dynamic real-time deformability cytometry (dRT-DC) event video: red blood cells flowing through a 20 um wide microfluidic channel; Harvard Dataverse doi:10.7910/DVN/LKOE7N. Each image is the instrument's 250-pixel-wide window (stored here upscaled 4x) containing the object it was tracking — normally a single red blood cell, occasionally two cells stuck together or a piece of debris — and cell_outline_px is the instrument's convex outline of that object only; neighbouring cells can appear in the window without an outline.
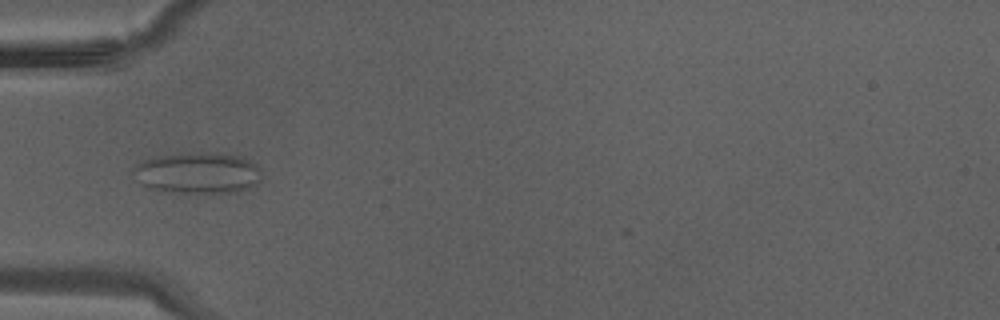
{"species": "Egyptian fruit bat (a non-hibernating species)", "species_latin": "Rousettus aegyptiacus", "temperature_condition": "warm", "stored_images_in_passage": 34, "camera_frame_rate_fps": 3000, "um_per_image_px": 0.085, "animal": {"sex": "male"}, "frame": {"image": 1, "passage_image": 10, "time_ms": 3.0, "image_size_px": [1000, 320], "cell_outline_px": [[260, 180], [256, 184], [236, 192], [160, 192], [148, 188], [140, 184], [132, 172], [132, 168], [144, 160], [160, 156], [200, 152], [216, 152], [240, 156], [256, 164], [260, 168]], "centroid_in_image_um": [16.78, 14.7], "position_along_channel_um": 68.2, "area_um2": 30.81}}
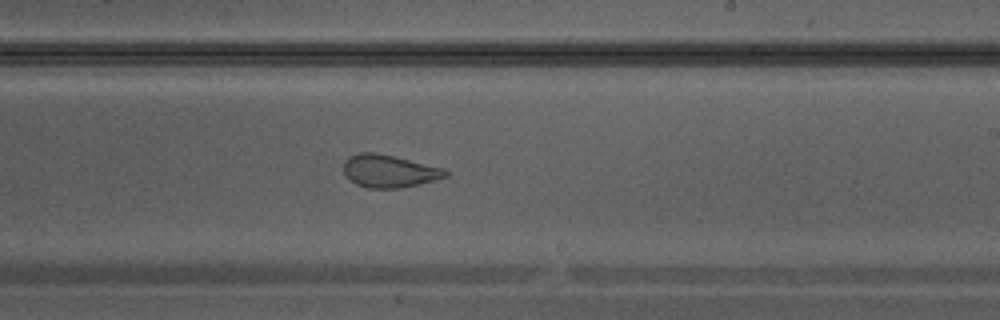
{"frame": {"image": 2, "passage_image": 20, "time_ms": 6.333, "image_size_px": [1000, 320], "cell_outline_px": [[448, 176], [400, 188], [368, 188], [356, 184], [344, 172], [344, 160], [348, 156], [360, 152], [372, 152], [392, 156], [444, 168], [448, 172]], "centroid_in_image_um": [33.05, 14.53], "position_along_channel_um": 256.0, "area_um2": 19.02}}